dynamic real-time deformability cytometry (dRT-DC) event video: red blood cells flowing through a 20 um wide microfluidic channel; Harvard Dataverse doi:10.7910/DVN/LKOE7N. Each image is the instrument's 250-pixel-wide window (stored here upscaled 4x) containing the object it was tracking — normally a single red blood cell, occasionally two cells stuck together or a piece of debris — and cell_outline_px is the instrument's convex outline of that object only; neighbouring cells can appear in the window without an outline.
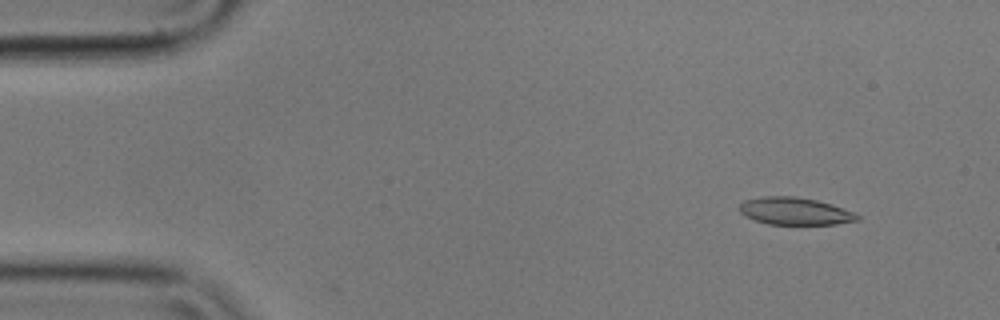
{"species": "common noctule bat (a hibernating species)", "species_latin": "Nyctalus noctula", "temperature_condition": "cold", "stored_images_in_passage": 6, "camera_frame_rate_fps": 3000, "um_per_image_px": 0.085, "animal": {"sex": "male", "body_mass_g": 17.9}, "frame": {"image": 1, "passage_image": 2, "time_ms": 0.333, "image_size_px": [1000, 320], "cell_outline_px": [[860, 220], [836, 224], [768, 224], [744, 216], [740, 212], [740, 204], [744, 200], [764, 196], [796, 196], [816, 200], [832, 204], [856, 212], [860, 216]], "centroid_in_image_um": [67.6, 17.94], "position_along_channel_um": 17.4, "area_um2": 18.9}}
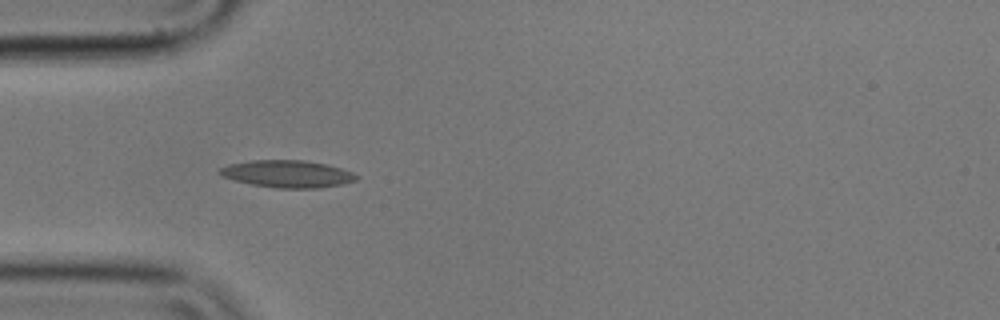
{"frame": {"image": 2, "passage_image": 5, "time_ms": 1.333, "image_size_px": [1000, 320], "cell_outline_px": [[360, 176], [356, 180], [340, 184], [320, 188], [276, 188], [252, 184], [236, 180], [224, 176], [216, 172], [220, 168], [228, 164], [252, 160], [304, 160], [328, 164], [352, 172]], "centroid_in_image_um": [24.44, 14.77], "position_along_channel_um": 60.6, "area_um2": 21.62}}
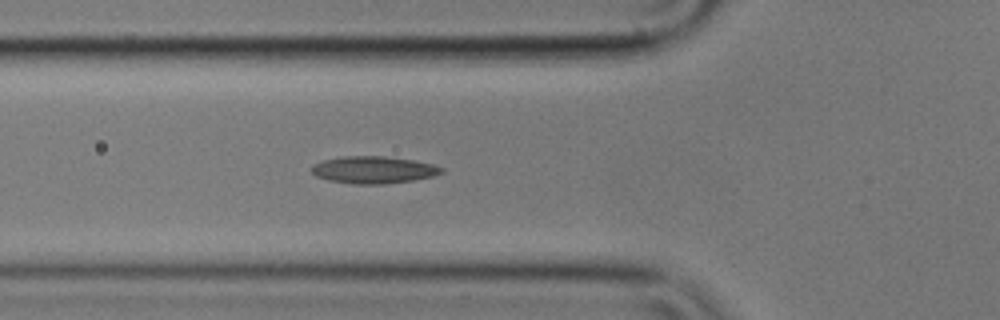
{"frame": {"image": 3, "passage_image": 6, "time_ms": 1.667, "image_size_px": [1000, 320], "cell_outline_px": [[444, 172], [432, 176], [412, 180], [384, 184], [352, 184], [328, 180], [316, 176], [312, 172], [312, 164], [324, 160], [340, 156], [384, 156], [412, 160], [432, 164], [444, 168]], "centroid_in_image_um": [31.73, 14.43], "position_along_channel_um": 94.1, "area_um2": 20.52}}